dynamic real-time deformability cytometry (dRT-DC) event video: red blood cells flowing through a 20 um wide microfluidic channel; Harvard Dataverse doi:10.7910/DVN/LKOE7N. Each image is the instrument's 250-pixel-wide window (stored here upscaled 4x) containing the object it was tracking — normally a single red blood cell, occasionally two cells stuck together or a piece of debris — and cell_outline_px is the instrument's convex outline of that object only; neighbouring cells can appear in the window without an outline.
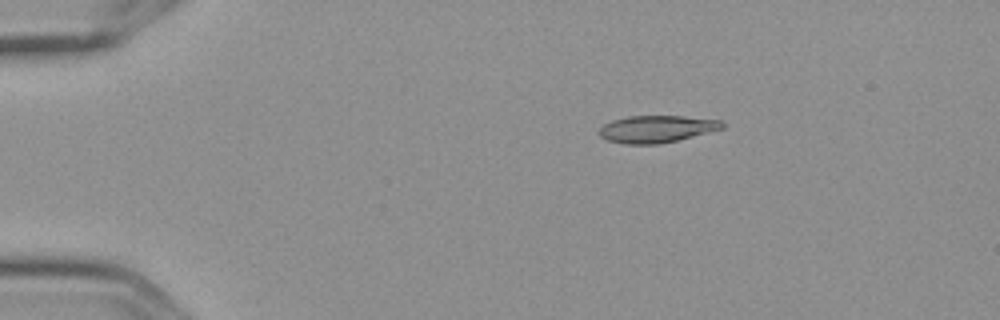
{"species": "Egyptian fruit bat (a non-hibernating species)", "species_latin": "Rousettus aegyptiacus", "temperature_condition": "cold", "stored_images_in_passage": 4, "camera_frame_rate_fps": 3000, "um_per_image_px": 0.085, "frame": {"image": 1, "passage_image": 2, "time_ms": 0.333, "image_size_px": [1000, 320], "cell_outline_px": [[724, 128], [660, 144], [624, 144], [608, 140], [600, 136], [596, 132], [604, 124], [612, 120], [628, 116], [684, 116], [720, 120], [724, 124]], "centroid_in_image_um": [55.77, 10.96], "position_along_channel_um": 29.2, "area_um2": 19.36}}